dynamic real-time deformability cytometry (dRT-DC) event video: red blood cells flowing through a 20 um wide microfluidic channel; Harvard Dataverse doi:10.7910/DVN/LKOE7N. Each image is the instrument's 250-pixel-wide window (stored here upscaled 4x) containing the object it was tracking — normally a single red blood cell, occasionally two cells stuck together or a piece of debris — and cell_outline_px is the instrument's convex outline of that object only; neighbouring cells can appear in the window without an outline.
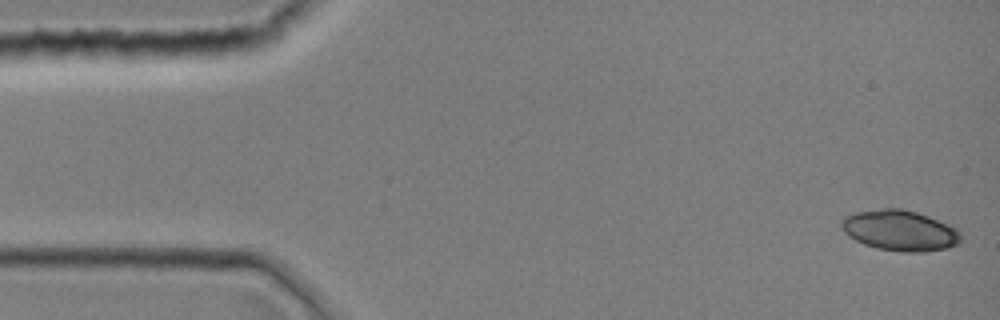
{"species": "common noctule bat (a hibernating species)", "species_latin": "Nyctalus noctula", "temperature_condition": "room temperature", "stored_images_in_passage": 40, "camera_frame_rate_fps": 3000, "um_per_image_px": 0.085, "animal": {"sex": "female", "body_mass_g": 19.0, "forearm_length_mm": 51.5}, "frame": {"image": 1, "passage_image": 1, "time_ms": 0.0, "image_size_px": [1000, 320], "cell_outline_px": [[960, 240], [956, 244], [948, 248], [924, 252], [900, 252], [876, 248], [864, 244], [848, 236], [840, 228], [840, 220], [844, 216], [856, 212], [884, 208], [900, 208], [916, 212], [928, 216], [960, 228]], "centroid_in_image_um": [76.48, 19.59], "position_along_channel_um": 8.5, "area_um2": 28.55}}
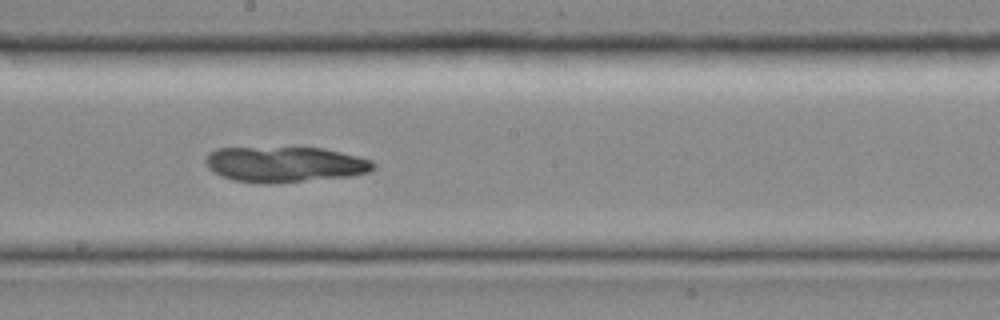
{"frame": {"image": 2, "passage_image": 22, "time_ms": 7.0, "image_size_px": [1000, 320], "cell_outline_px": [[376, 168], [368, 172], [352, 176], [268, 184], [232, 180], [220, 176], [208, 168], [204, 160], [208, 152], [216, 148], [324, 148], [372, 160], [376, 164]], "centroid_in_image_um": [24.19, 13.97], "position_along_channel_um": 224.0, "area_um2": 34.85}}
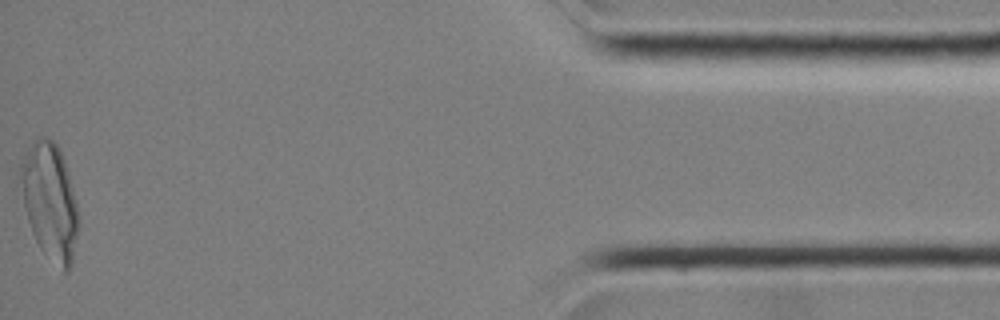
{"frame": {"image": 3, "passage_image": 40, "time_ms": 13.0, "image_size_px": [1000, 320], "cell_outline_px": [[80, 224], [72, 264], [68, 272], [64, 272], [40, 248], [32, 232], [28, 220], [24, 204], [20, 176], [20, 164], [32, 140], [36, 136], [48, 136], [56, 144], [64, 160], [76, 200], [80, 220]], "centroid_in_image_um": [4.26, 17.1], "position_along_channel_um": 430.9, "area_um2": 39.3}}